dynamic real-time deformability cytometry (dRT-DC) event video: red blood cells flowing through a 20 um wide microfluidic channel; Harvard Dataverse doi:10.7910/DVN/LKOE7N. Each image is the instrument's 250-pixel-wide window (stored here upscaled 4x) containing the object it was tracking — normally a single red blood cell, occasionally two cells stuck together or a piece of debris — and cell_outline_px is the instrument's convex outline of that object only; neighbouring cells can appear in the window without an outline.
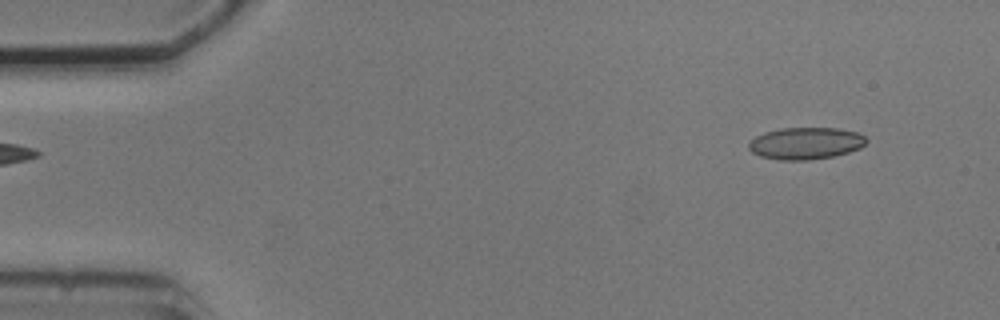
{"species": "common noctule bat (a hibernating species)", "species_latin": "Nyctalus noctula", "temperature_condition": "cold", "stored_images_in_passage": 4, "camera_frame_rate_fps": 3000, "um_per_image_px": 0.085, "animal": {"sex": "male", "body_mass_g": 20.5, "forearm_length_mm": 52.5}, "frame": {"image": 1, "passage_image": 1, "time_ms": 0.0, "image_size_px": [1000, 320], "cell_outline_px": [[868, 140], [860, 148], [848, 152], [832, 156], [808, 160], [780, 160], [760, 156], [752, 152], [748, 148], [748, 144], [756, 136], [764, 132], [780, 128], [840, 128], [856, 132], [864, 136]], "centroid_in_image_um": [68.47, 12.17], "position_along_channel_um": 16.5, "area_um2": 21.85}}
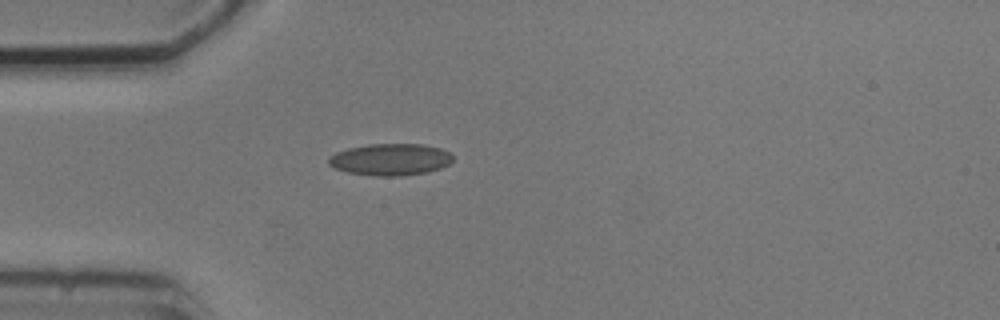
{"frame": {"image": 2, "passage_image": 4, "time_ms": 3.333, "image_size_px": [1000, 320], "cell_outline_px": [[452, 160], [448, 164], [440, 168], [428, 172], [404, 176], [372, 176], [348, 172], [336, 168], [328, 164], [328, 156], [336, 152], [348, 148], [368, 144], [420, 144], [440, 148], [448, 152], [452, 156]], "centroid_in_image_um": [33.16, 13.56], "position_along_channel_um": 51.8, "area_um2": 23.06}}